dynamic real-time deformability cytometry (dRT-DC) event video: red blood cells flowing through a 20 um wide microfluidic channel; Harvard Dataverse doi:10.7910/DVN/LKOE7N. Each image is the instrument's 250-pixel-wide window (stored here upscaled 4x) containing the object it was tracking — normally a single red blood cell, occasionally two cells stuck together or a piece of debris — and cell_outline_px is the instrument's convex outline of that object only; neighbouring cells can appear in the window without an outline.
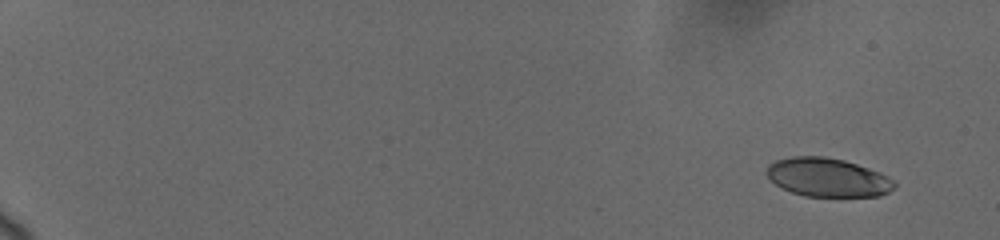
{"species": "human", "species_latin": "Homo sapiens", "temperature_condition": "cold", "stored_images_in_passage": 17, "camera_frame_rate_fps": 3000, "um_per_image_px": 0.085, "donor": {"sex": "female"}, "frame": {"image": 1, "passage_image": 1, "time_ms": 0.0, "image_size_px": [1000, 240], "cell_outline_px": [[896, 188], [880, 196], [804, 196], [792, 192], [776, 184], [764, 172], [768, 164], [776, 160], [792, 156], [824, 156], [844, 160], [880, 172], [888, 176], [896, 184]], "centroid_in_image_um": [70.35, 15.07], "position_along_channel_um": 14.6, "area_um2": 28.78}}
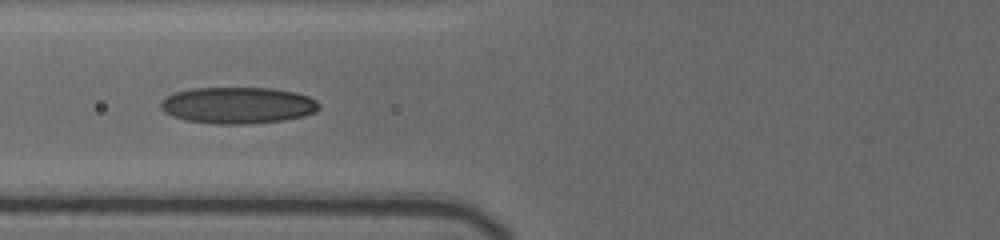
{"frame": {"image": 2, "passage_image": 10, "time_ms": 7.667, "image_size_px": [1000, 240], "cell_outline_px": [[320, 108], [316, 112], [304, 116], [284, 120], [252, 124], [212, 124], [184, 120], [172, 116], [164, 112], [160, 108], [160, 100], [176, 92], [192, 88], [272, 88], [296, 92], [308, 96], [316, 100], [320, 104]], "centroid_in_image_um": [20.22, 8.96], "position_along_channel_um": 105.6, "area_um2": 34.1}}
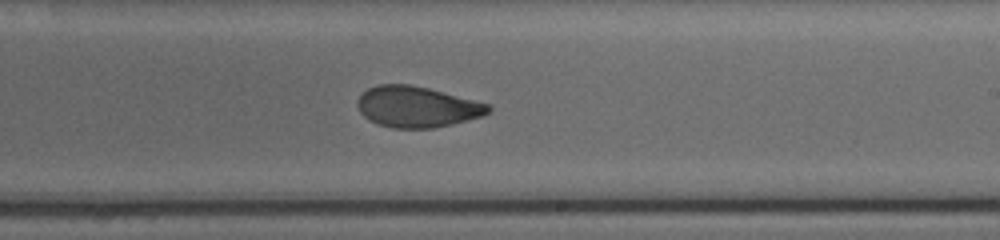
{"frame": {"image": 3, "passage_image": 17, "time_ms": 11.667, "image_size_px": [1000, 240], "cell_outline_px": [[492, 112], [484, 116], [452, 124], [432, 128], [392, 128], [376, 124], [368, 120], [360, 112], [356, 104], [360, 96], [368, 88], [380, 84], [408, 84], [428, 88], [488, 104], [492, 108]], "centroid_in_image_um": [35.44, 9.09], "position_along_channel_um": 253.6, "area_um2": 31.21}}